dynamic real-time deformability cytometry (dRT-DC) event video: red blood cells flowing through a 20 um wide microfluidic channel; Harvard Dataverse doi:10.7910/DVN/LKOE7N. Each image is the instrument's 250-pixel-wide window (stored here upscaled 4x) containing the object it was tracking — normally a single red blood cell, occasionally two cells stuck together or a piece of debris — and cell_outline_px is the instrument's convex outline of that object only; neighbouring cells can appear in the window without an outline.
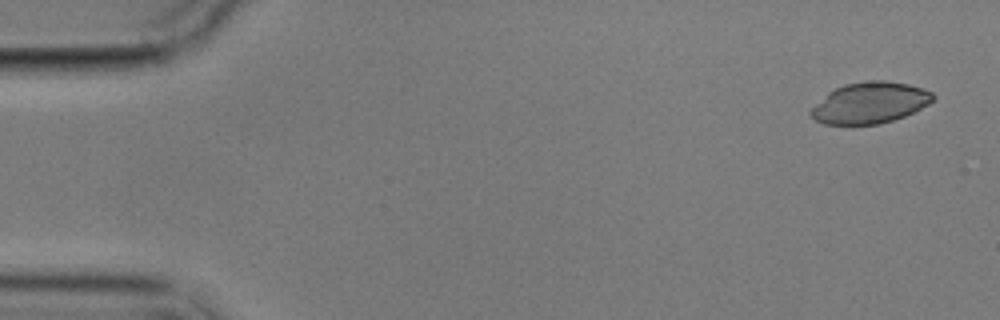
{"species": "common noctule bat (a hibernating species)", "species_latin": "Nyctalus noctula", "temperature_condition": "cold", "stored_images_in_passage": 5, "camera_frame_rate_fps": 3000, "um_per_image_px": 0.085, "animal": {"sex": "male", "body_mass_g": 17.9}, "frame": {"image": 1, "passage_image": 1, "time_ms": 0.0, "image_size_px": [1000, 320], "cell_outline_px": [[936, 96], [928, 104], [904, 116], [880, 124], [824, 124], [816, 120], [808, 112], [828, 92], [844, 84], [864, 80], [884, 80], [908, 84], [924, 88], [932, 92]], "centroid_in_image_um": [73.95, 8.72], "position_along_channel_um": 11.0, "area_um2": 29.19}}